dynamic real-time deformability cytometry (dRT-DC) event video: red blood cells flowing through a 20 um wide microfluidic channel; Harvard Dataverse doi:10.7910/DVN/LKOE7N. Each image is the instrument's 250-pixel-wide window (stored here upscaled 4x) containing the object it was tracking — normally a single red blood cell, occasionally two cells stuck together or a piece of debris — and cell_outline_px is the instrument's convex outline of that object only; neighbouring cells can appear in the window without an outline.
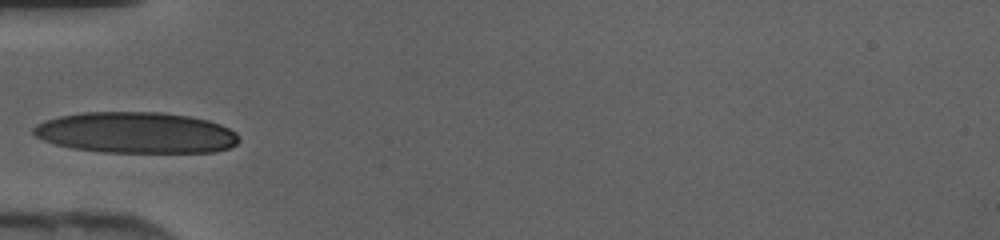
{"species": "human", "species_latin": "Homo sapiens", "temperature_condition": "cold", "stored_images_in_passage": 26, "camera_frame_rate_fps": 3000, "um_per_image_px": 0.085, "donor": {"sex": "female"}, "frame": {"image": 1, "passage_image": 1, "time_ms": 0.0, "image_size_px": [1000, 240], "cell_outline_px": [[240, 140], [236, 144], [228, 148], [212, 152], [104, 152], [72, 148], [56, 144], [44, 140], [36, 136], [32, 132], [32, 128], [36, 124], [44, 120], [60, 116], [84, 112], [160, 112], [188, 116], [208, 120], [220, 124], [236, 132], [240, 136]], "centroid_in_image_um": [11.56, 11.27], "position_along_channel_um": 73.4, "area_um2": 49.25}}
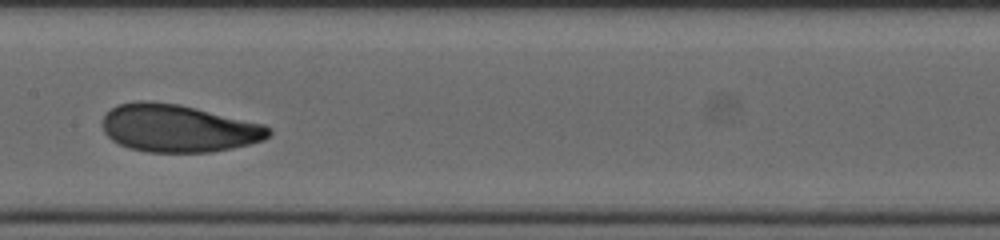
{"frame": {"image": 2, "passage_image": 9, "time_ms": 2.667, "image_size_px": [1000, 240], "cell_outline_px": [[272, 132], [264, 140], [232, 148], [212, 152], [148, 152], [128, 148], [112, 140], [104, 132], [104, 116], [112, 108], [120, 104], [136, 100], [148, 100], [180, 104], [264, 124], [272, 128]], "centroid_in_image_um": [15.18, 10.9], "position_along_channel_um": 192.2, "area_um2": 46.18}}
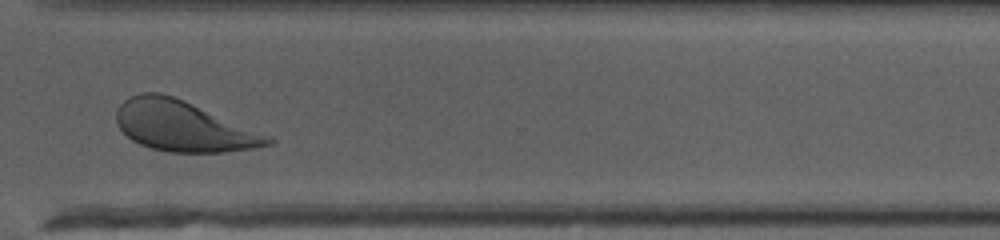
{"frame": {"image": 3, "passage_image": 20, "time_ms": 6.333, "image_size_px": [1000, 240], "cell_outline_px": [[276, 140], [272, 144], [256, 148], [224, 152], [168, 152], [152, 148], [140, 144], [132, 140], [116, 124], [116, 112], [120, 104], [128, 96], [140, 92], [160, 92], [184, 100], [272, 136]], "centroid_in_image_um": [15.59, 10.72], "position_along_channel_um": 355.0, "area_um2": 44.62}}